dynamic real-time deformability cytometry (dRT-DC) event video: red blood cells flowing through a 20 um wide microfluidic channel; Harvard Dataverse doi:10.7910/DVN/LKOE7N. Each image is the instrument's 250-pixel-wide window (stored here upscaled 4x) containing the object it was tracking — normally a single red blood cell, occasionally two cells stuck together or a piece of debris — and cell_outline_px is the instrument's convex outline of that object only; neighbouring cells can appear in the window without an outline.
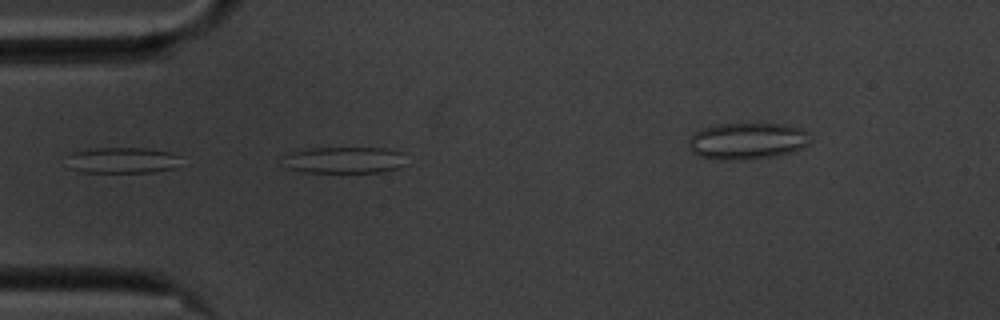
{"species": "common noctule bat (a hibernating species)", "species_latin": "Nyctalus noctula", "temperature_condition": "cold", "stored_images_in_passage": 37, "camera_frame_rate_fps": 3000, "um_per_image_px": 0.085, "animal": {"sex": "male", "body_mass_g": 20.1, "forearm_length_mm": 53.5}, "frame": {"image": 1, "passage_image": 1, "time_ms": 0.0, "image_size_px": [1000, 320], "cell_outline_px": [[408, 164], [400, 168], [384, 172], [304, 172], [288, 168], [284, 156], [292, 152], [308, 148], [384, 148], [400, 152]], "centroid_in_image_um": [29.34, 13.61], "position_along_channel_um": 55.7, "area_um2": 19.02}}
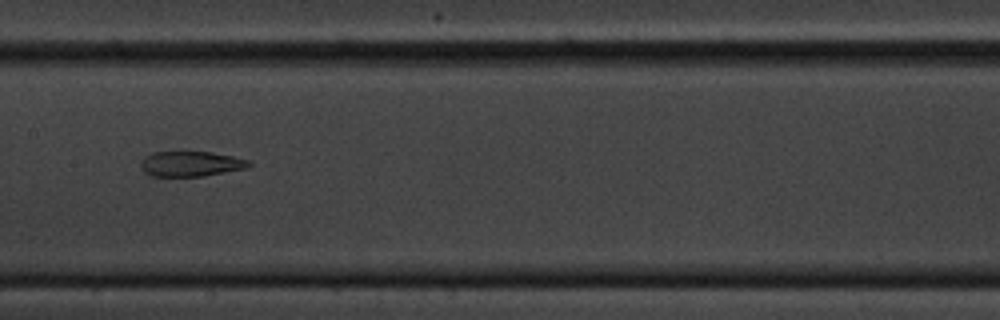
{"frame": {"image": 2, "passage_image": 13, "time_ms": 4.0, "image_size_px": [1000, 320], "cell_outline_px": [[252, 164], [248, 168], [204, 176], [152, 176], [144, 172], [140, 164], [144, 156], [152, 152], [212, 152], [232, 156], [248, 160]], "centroid_in_image_um": [16.22, 13.93], "position_along_channel_um": 191.2, "area_um2": 15.9}}
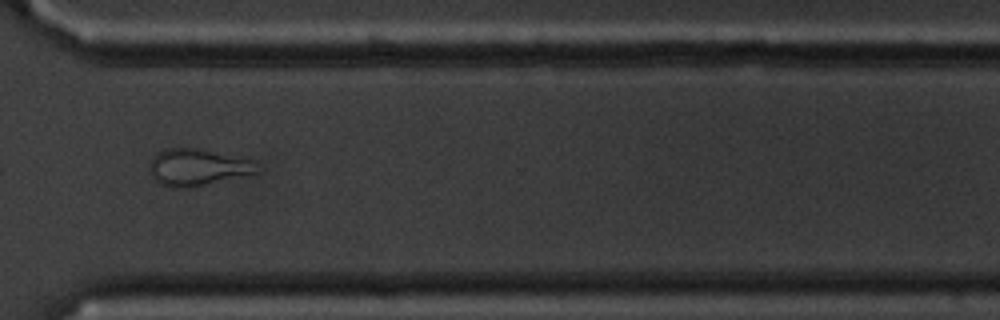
{"frame": {"image": 3, "passage_image": 27, "time_ms": 8.667, "image_size_px": [1000, 320], "cell_outline_px": [[256, 172], [188, 188], [168, 188], [160, 184], [152, 176], [148, 168], [152, 156], [156, 152], [164, 148], [200, 148], [248, 160]], "centroid_in_image_um": [16.59, 14.21], "position_along_channel_um": 354.0, "area_um2": 22.43}, "authors_computed_cell_mechanics": {"area_um2": 17.3978, "velocity_mm_per_s": 3.4959, "shape_relaxation_time_tau1_ms": null, "shape_relaxation_time_tau2_ms": 3.5881, "deformation_change_tau1": null, "deformation_change_tau2": 0.1209}}